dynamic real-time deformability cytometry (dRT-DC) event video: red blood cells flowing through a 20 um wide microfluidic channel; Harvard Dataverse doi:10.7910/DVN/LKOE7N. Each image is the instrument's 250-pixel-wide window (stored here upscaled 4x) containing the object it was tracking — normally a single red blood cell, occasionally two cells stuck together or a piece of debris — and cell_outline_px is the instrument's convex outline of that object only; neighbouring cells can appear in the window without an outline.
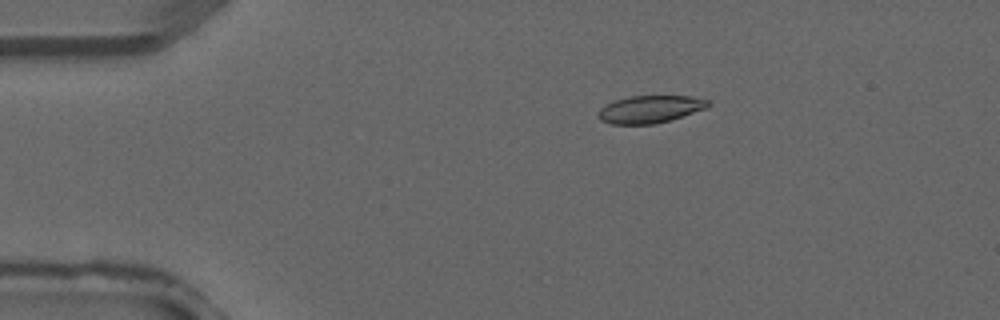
{"species": "common noctule bat (a hibernating species)", "species_latin": "Nyctalus noctula", "temperature_condition": "warm", "stored_images_in_passage": 3, "camera_frame_rate_fps": 3000, "um_per_image_px": 0.085, "animal": {"sex": "male", "forearm_length_mm": 52.5}, "frame": {"image": 1, "passage_image": 2, "time_ms": 0.333, "image_size_px": [1000, 320], "cell_outline_px": [[712, 104], [704, 108], [672, 120], [656, 124], [612, 124], [600, 120], [596, 116], [600, 108], [616, 100], [628, 96], [692, 96], [708, 100]], "centroid_in_image_um": [55.24, 9.29], "position_along_channel_um": 29.8, "area_um2": 17.57}}